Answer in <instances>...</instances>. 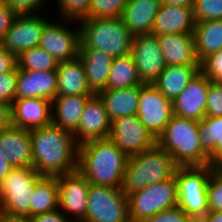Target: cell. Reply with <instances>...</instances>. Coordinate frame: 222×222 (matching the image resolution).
Listing matches in <instances>:
<instances>
[{
    "instance_id": "cell-1",
    "label": "cell",
    "mask_w": 222,
    "mask_h": 222,
    "mask_svg": "<svg viewBox=\"0 0 222 222\" xmlns=\"http://www.w3.org/2000/svg\"><path fill=\"white\" fill-rule=\"evenodd\" d=\"M32 168L41 176L58 177L78 169V144L73 133L52 123L29 130Z\"/></svg>"
},
{
    "instance_id": "cell-2",
    "label": "cell",
    "mask_w": 222,
    "mask_h": 222,
    "mask_svg": "<svg viewBox=\"0 0 222 222\" xmlns=\"http://www.w3.org/2000/svg\"><path fill=\"white\" fill-rule=\"evenodd\" d=\"M128 157L109 138L78 146V171L90 184L121 188Z\"/></svg>"
},
{
    "instance_id": "cell-3",
    "label": "cell",
    "mask_w": 222,
    "mask_h": 222,
    "mask_svg": "<svg viewBox=\"0 0 222 222\" xmlns=\"http://www.w3.org/2000/svg\"><path fill=\"white\" fill-rule=\"evenodd\" d=\"M156 143L179 167L210 165V158L201 147L199 121L173 115Z\"/></svg>"
},
{
    "instance_id": "cell-4",
    "label": "cell",
    "mask_w": 222,
    "mask_h": 222,
    "mask_svg": "<svg viewBox=\"0 0 222 222\" xmlns=\"http://www.w3.org/2000/svg\"><path fill=\"white\" fill-rule=\"evenodd\" d=\"M178 167L172 157L156 143L128 158L121 189L128 196L174 177Z\"/></svg>"
},
{
    "instance_id": "cell-5",
    "label": "cell",
    "mask_w": 222,
    "mask_h": 222,
    "mask_svg": "<svg viewBox=\"0 0 222 222\" xmlns=\"http://www.w3.org/2000/svg\"><path fill=\"white\" fill-rule=\"evenodd\" d=\"M80 24L79 49H97L113 58L131 54L133 35L121 17L89 18Z\"/></svg>"
},
{
    "instance_id": "cell-6",
    "label": "cell",
    "mask_w": 222,
    "mask_h": 222,
    "mask_svg": "<svg viewBox=\"0 0 222 222\" xmlns=\"http://www.w3.org/2000/svg\"><path fill=\"white\" fill-rule=\"evenodd\" d=\"M42 177L32 167H18L0 182V215L6 221H26L30 217V197Z\"/></svg>"
},
{
    "instance_id": "cell-7",
    "label": "cell",
    "mask_w": 222,
    "mask_h": 222,
    "mask_svg": "<svg viewBox=\"0 0 222 222\" xmlns=\"http://www.w3.org/2000/svg\"><path fill=\"white\" fill-rule=\"evenodd\" d=\"M213 169L207 165L178 167L176 170L177 206L191 219H202L208 212L207 187Z\"/></svg>"
},
{
    "instance_id": "cell-8",
    "label": "cell",
    "mask_w": 222,
    "mask_h": 222,
    "mask_svg": "<svg viewBox=\"0 0 222 222\" xmlns=\"http://www.w3.org/2000/svg\"><path fill=\"white\" fill-rule=\"evenodd\" d=\"M130 222H141L178 204L176 176L128 195Z\"/></svg>"
},
{
    "instance_id": "cell-9",
    "label": "cell",
    "mask_w": 222,
    "mask_h": 222,
    "mask_svg": "<svg viewBox=\"0 0 222 222\" xmlns=\"http://www.w3.org/2000/svg\"><path fill=\"white\" fill-rule=\"evenodd\" d=\"M81 222H130L127 195L121 188L90 184Z\"/></svg>"
},
{
    "instance_id": "cell-10",
    "label": "cell",
    "mask_w": 222,
    "mask_h": 222,
    "mask_svg": "<svg viewBox=\"0 0 222 222\" xmlns=\"http://www.w3.org/2000/svg\"><path fill=\"white\" fill-rule=\"evenodd\" d=\"M172 101L152 84L140 89L137 117L157 140L173 116Z\"/></svg>"
},
{
    "instance_id": "cell-11",
    "label": "cell",
    "mask_w": 222,
    "mask_h": 222,
    "mask_svg": "<svg viewBox=\"0 0 222 222\" xmlns=\"http://www.w3.org/2000/svg\"><path fill=\"white\" fill-rule=\"evenodd\" d=\"M109 139L129 158L153 147L156 139L139 121L137 115H128L111 121Z\"/></svg>"
},
{
    "instance_id": "cell-12",
    "label": "cell",
    "mask_w": 222,
    "mask_h": 222,
    "mask_svg": "<svg viewBox=\"0 0 222 222\" xmlns=\"http://www.w3.org/2000/svg\"><path fill=\"white\" fill-rule=\"evenodd\" d=\"M39 15V16H38ZM49 17L40 14L17 15L2 38V47L18 57L23 51L37 47Z\"/></svg>"
},
{
    "instance_id": "cell-13",
    "label": "cell",
    "mask_w": 222,
    "mask_h": 222,
    "mask_svg": "<svg viewBox=\"0 0 222 222\" xmlns=\"http://www.w3.org/2000/svg\"><path fill=\"white\" fill-rule=\"evenodd\" d=\"M67 21L68 23L72 22V20L64 18L61 21L63 23L50 21L44 27L38 45L51 54L58 63L71 61L79 56V47L81 44L80 27L76 30H71L64 25V22Z\"/></svg>"
},
{
    "instance_id": "cell-14",
    "label": "cell",
    "mask_w": 222,
    "mask_h": 222,
    "mask_svg": "<svg viewBox=\"0 0 222 222\" xmlns=\"http://www.w3.org/2000/svg\"><path fill=\"white\" fill-rule=\"evenodd\" d=\"M57 182L59 209L72 222H81L86 215L90 183L78 170L58 176Z\"/></svg>"
},
{
    "instance_id": "cell-15",
    "label": "cell",
    "mask_w": 222,
    "mask_h": 222,
    "mask_svg": "<svg viewBox=\"0 0 222 222\" xmlns=\"http://www.w3.org/2000/svg\"><path fill=\"white\" fill-rule=\"evenodd\" d=\"M131 56L144 84H152L167 66L155 34L135 35Z\"/></svg>"
},
{
    "instance_id": "cell-16",
    "label": "cell",
    "mask_w": 222,
    "mask_h": 222,
    "mask_svg": "<svg viewBox=\"0 0 222 222\" xmlns=\"http://www.w3.org/2000/svg\"><path fill=\"white\" fill-rule=\"evenodd\" d=\"M211 80L199 71L172 101L173 114L201 121L206 114V101Z\"/></svg>"
},
{
    "instance_id": "cell-17",
    "label": "cell",
    "mask_w": 222,
    "mask_h": 222,
    "mask_svg": "<svg viewBox=\"0 0 222 222\" xmlns=\"http://www.w3.org/2000/svg\"><path fill=\"white\" fill-rule=\"evenodd\" d=\"M111 121L107 116L104 102L98 94L91 96L85 105L79 125L73 132L78 145L109 137Z\"/></svg>"
},
{
    "instance_id": "cell-18",
    "label": "cell",
    "mask_w": 222,
    "mask_h": 222,
    "mask_svg": "<svg viewBox=\"0 0 222 222\" xmlns=\"http://www.w3.org/2000/svg\"><path fill=\"white\" fill-rule=\"evenodd\" d=\"M12 125L31 130L51 124V101L44 98L15 99L11 105Z\"/></svg>"
},
{
    "instance_id": "cell-19",
    "label": "cell",
    "mask_w": 222,
    "mask_h": 222,
    "mask_svg": "<svg viewBox=\"0 0 222 222\" xmlns=\"http://www.w3.org/2000/svg\"><path fill=\"white\" fill-rule=\"evenodd\" d=\"M57 97L56 71L22 70L18 68L15 99Z\"/></svg>"
},
{
    "instance_id": "cell-20",
    "label": "cell",
    "mask_w": 222,
    "mask_h": 222,
    "mask_svg": "<svg viewBox=\"0 0 222 222\" xmlns=\"http://www.w3.org/2000/svg\"><path fill=\"white\" fill-rule=\"evenodd\" d=\"M166 65L201 66L193 33L157 35Z\"/></svg>"
},
{
    "instance_id": "cell-21",
    "label": "cell",
    "mask_w": 222,
    "mask_h": 222,
    "mask_svg": "<svg viewBox=\"0 0 222 222\" xmlns=\"http://www.w3.org/2000/svg\"><path fill=\"white\" fill-rule=\"evenodd\" d=\"M30 133L13 125L0 130V149L13 168L32 167Z\"/></svg>"
},
{
    "instance_id": "cell-22",
    "label": "cell",
    "mask_w": 222,
    "mask_h": 222,
    "mask_svg": "<svg viewBox=\"0 0 222 222\" xmlns=\"http://www.w3.org/2000/svg\"><path fill=\"white\" fill-rule=\"evenodd\" d=\"M193 7L161 3L151 34L193 33Z\"/></svg>"
},
{
    "instance_id": "cell-23",
    "label": "cell",
    "mask_w": 222,
    "mask_h": 222,
    "mask_svg": "<svg viewBox=\"0 0 222 222\" xmlns=\"http://www.w3.org/2000/svg\"><path fill=\"white\" fill-rule=\"evenodd\" d=\"M160 5L161 0H128L121 19L133 36L151 33Z\"/></svg>"
},
{
    "instance_id": "cell-24",
    "label": "cell",
    "mask_w": 222,
    "mask_h": 222,
    "mask_svg": "<svg viewBox=\"0 0 222 222\" xmlns=\"http://www.w3.org/2000/svg\"><path fill=\"white\" fill-rule=\"evenodd\" d=\"M57 97L60 96H93L88 86L86 72L80 58L59 62L57 66Z\"/></svg>"
},
{
    "instance_id": "cell-25",
    "label": "cell",
    "mask_w": 222,
    "mask_h": 222,
    "mask_svg": "<svg viewBox=\"0 0 222 222\" xmlns=\"http://www.w3.org/2000/svg\"><path fill=\"white\" fill-rule=\"evenodd\" d=\"M144 85L145 84L114 90H102L98 93L104 102L110 121L128 115H137L140 89Z\"/></svg>"
},
{
    "instance_id": "cell-26",
    "label": "cell",
    "mask_w": 222,
    "mask_h": 222,
    "mask_svg": "<svg viewBox=\"0 0 222 222\" xmlns=\"http://www.w3.org/2000/svg\"><path fill=\"white\" fill-rule=\"evenodd\" d=\"M91 96L55 97L51 101V123L73 133L79 125L87 100Z\"/></svg>"
},
{
    "instance_id": "cell-27",
    "label": "cell",
    "mask_w": 222,
    "mask_h": 222,
    "mask_svg": "<svg viewBox=\"0 0 222 222\" xmlns=\"http://www.w3.org/2000/svg\"><path fill=\"white\" fill-rule=\"evenodd\" d=\"M78 57L83 62L91 91L98 94L105 90L113 57L97 49H79Z\"/></svg>"
},
{
    "instance_id": "cell-28",
    "label": "cell",
    "mask_w": 222,
    "mask_h": 222,
    "mask_svg": "<svg viewBox=\"0 0 222 222\" xmlns=\"http://www.w3.org/2000/svg\"><path fill=\"white\" fill-rule=\"evenodd\" d=\"M199 71L200 66L167 65L152 85L173 101Z\"/></svg>"
},
{
    "instance_id": "cell-29",
    "label": "cell",
    "mask_w": 222,
    "mask_h": 222,
    "mask_svg": "<svg viewBox=\"0 0 222 222\" xmlns=\"http://www.w3.org/2000/svg\"><path fill=\"white\" fill-rule=\"evenodd\" d=\"M199 136L210 166L222 168V117H204L199 121Z\"/></svg>"
},
{
    "instance_id": "cell-30",
    "label": "cell",
    "mask_w": 222,
    "mask_h": 222,
    "mask_svg": "<svg viewBox=\"0 0 222 222\" xmlns=\"http://www.w3.org/2000/svg\"><path fill=\"white\" fill-rule=\"evenodd\" d=\"M193 36L196 55L201 63L222 49V19L195 22Z\"/></svg>"
},
{
    "instance_id": "cell-31",
    "label": "cell",
    "mask_w": 222,
    "mask_h": 222,
    "mask_svg": "<svg viewBox=\"0 0 222 222\" xmlns=\"http://www.w3.org/2000/svg\"><path fill=\"white\" fill-rule=\"evenodd\" d=\"M30 217L52 212L59 208L57 177L43 176L31 194Z\"/></svg>"
},
{
    "instance_id": "cell-32",
    "label": "cell",
    "mask_w": 222,
    "mask_h": 222,
    "mask_svg": "<svg viewBox=\"0 0 222 222\" xmlns=\"http://www.w3.org/2000/svg\"><path fill=\"white\" fill-rule=\"evenodd\" d=\"M144 84L131 54L113 58L105 90L135 87Z\"/></svg>"
},
{
    "instance_id": "cell-33",
    "label": "cell",
    "mask_w": 222,
    "mask_h": 222,
    "mask_svg": "<svg viewBox=\"0 0 222 222\" xmlns=\"http://www.w3.org/2000/svg\"><path fill=\"white\" fill-rule=\"evenodd\" d=\"M57 66L56 59L39 46L27 49L17 57V67L22 70L56 71Z\"/></svg>"
},
{
    "instance_id": "cell-34",
    "label": "cell",
    "mask_w": 222,
    "mask_h": 222,
    "mask_svg": "<svg viewBox=\"0 0 222 222\" xmlns=\"http://www.w3.org/2000/svg\"><path fill=\"white\" fill-rule=\"evenodd\" d=\"M128 0H92L89 12L83 19L121 17Z\"/></svg>"
},
{
    "instance_id": "cell-35",
    "label": "cell",
    "mask_w": 222,
    "mask_h": 222,
    "mask_svg": "<svg viewBox=\"0 0 222 222\" xmlns=\"http://www.w3.org/2000/svg\"><path fill=\"white\" fill-rule=\"evenodd\" d=\"M193 16L195 22L222 19V0H195Z\"/></svg>"
},
{
    "instance_id": "cell-36",
    "label": "cell",
    "mask_w": 222,
    "mask_h": 222,
    "mask_svg": "<svg viewBox=\"0 0 222 222\" xmlns=\"http://www.w3.org/2000/svg\"><path fill=\"white\" fill-rule=\"evenodd\" d=\"M208 211H222V168L211 171L207 187Z\"/></svg>"
},
{
    "instance_id": "cell-37",
    "label": "cell",
    "mask_w": 222,
    "mask_h": 222,
    "mask_svg": "<svg viewBox=\"0 0 222 222\" xmlns=\"http://www.w3.org/2000/svg\"><path fill=\"white\" fill-rule=\"evenodd\" d=\"M57 2L61 18L74 19V23L87 16L92 0H57Z\"/></svg>"
},
{
    "instance_id": "cell-38",
    "label": "cell",
    "mask_w": 222,
    "mask_h": 222,
    "mask_svg": "<svg viewBox=\"0 0 222 222\" xmlns=\"http://www.w3.org/2000/svg\"><path fill=\"white\" fill-rule=\"evenodd\" d=\"M18 67L0 74V101L12 105L15 100Z\"/></svg>"
},
{
    "instance_id": "cell-39",
    "label": "cell",
    "mask_w": 222,
    "mask_h": 222,
    "mask_svg": "<svg viewBox=\"0 0 222 222\" xmlns=\"http://www.w3.org/2000/svg\"><path fill=\"white\" fill-rule=\"evenodd\" d=\"M200 71L214 83H222V49L206 57Z\"/></svg>"
},
{
    "instance_id": "cell-40",
    "label": "cell",
    "mask_w": 222,
    "mask_h": 222,
    "mask_svg": "<svg viewBox=\"0 0 222 222\" xmlns=\"http://www.w3.org/2000/svg\"><path fill=\"white\" fill-rule=\"evenodd\" d=\"M205 117H222V83L210 82Z\"/></svg>"
},
{
    "instance_id": "cell-41",
    "label": "cell",
    "mask_w": 222,
    "mask_h": 222,
    "mask_svg": "<svg viewBox=\"0 0 222 222\" xmlns=\"http://www.w3.org/2000/svg\"><path fill=\"white\" fill-rule=\"evenodd\" d=\"M191 218L178 206L164 210L141 222H189Z\"/></svg>"
},
{
    "instance_id": "cell-42",
    "label": "cell",
    "mask_w": 222,
    "mask_h": 222,
    "mask_svg": "<svg viewBox=\"0 0 222 222\" xmlns=\"http://www.w3.org/2000/svg\"><path fill=\"white\" fill-rule=\"evenodd\" d=\"M45 0H6V5L16 15L36 14ZM41 6V7H40Z\"/></svg>"
},
{
    "instance_id": "cell-43",
    "label": "cell",
    "mask_w": 222,
    "mask_h": 222,
    "mask_svg": "<svg viewBox=\"0 0 222 222\" xmlns=\"http://www.w3.org/2000/svg\"><path fill=\"white\" fill-rule=\"evenodd\" d=\"M16 14L6 5V2L0 1V38L2 39L12 22L16 18Z\"/></svg>"
},
{
    "instance_id": "cell-44",
    "label": "cell",
    "mask_w": 222,
    "mask_h": 222,
    "mask_svg": "<svg viewBox=\"0 0 222 222\" xmlns=\"http://www.w3.org/2000/svg\"><path fill=\"white\" fill-rule=\"evenodd\" d=\"M25 222H72L59 208L52 212L29 217Z\"/></svg>"
},
{
    "instance_id": "cell-45",
    "label": "cell",
    "mask_w": 222,
    "mask_h": 222,
    "mask_svg": "<svg viewBox=\"0 0 222 222\" xmlns=\"http://www.w3.org/2000/svg\"><path fill=\"white\" fill-rule=\"evenodd\" d=\"M17 66V57L4 47L0 48V74L9 72Z\"/></svg>"
},
{
    "instance_id": "cell-46",
    "label": "cell",
    "mask_w": 222,
    "mask_h": 222,
    "mask_svg": "<svg viewBox=\"0 0 222 222\" xmlns=\"http://www.w3.org/2000/svg\"><path fill=\"white\" fill-rule=\"evenodd\" d=\"M12 125L11 105L0 101V130Z\"/></svg>"
},
{
    "instance_id": "cell-47",
    "label": "cell",
    "mask_w": 222,
    "mask_h": 222,
    "mask_svg": "<svg viewBox=\"0 0 222 222\" xmlns=\"http://www.w3.org/2000/svg\"><path fill=\"white\" fill-rule=\"evenodd\" d=\"M13 169L10 163L7 161L5 153L0 149V182L8 175Z\"/></svg>"
},
{
    "instance_id": "cell-48",
    "label": "cell",
    "mask_w": 222,
    "mask_h": 222,
    "mask_svg": "<svg viewBox=\"0 0 222 222\" xmlns=\"http://www.w3.org/2000/svg\"><path fill=\"white\" fill-rule=\"evenodd\" d=\"M202 222H222V211L212 212L208 211L201 219Z\"/></svg>"
},
{
    "instance_id": "cell-49",
    "label": "cell",
    "mask_w": 222,
    "mask_h": 222,
    "mask_svg": "<svg viewBox=\"0 0 222 222\" xmlns=\"http://www.w3.org/2000/svg\"><path fill=\"white\" fill-rule=\"evenodd\" d=\"M195 0H161V3L193 7Z\"/></svg>"
},
{
    "instance_id": "cell-50",
    "label": "cell",
    "mask_w": 222,
    "mask_h": 222,
    "mask_svg": "<svg viewBox=\"0 0 222 222\" xmlns=\"http://www.w3.org/2000/svg\"><path fill=\"white\" fill-rule=\"evenodd\" d=\"M189 222H202L201 219H191Z\"/></svg>"
},
{
    "instance_id": "cell-51",
    "label": "cell",
    "mask_w": 222,
    "mask_h": 222,
    "mask_svg": "<svg viewBox=\"0 0 222 222\" xmlns=\"http://www.w3.org/2000/svg\"><path fill=\"white\" fill-rule=\"evenodd\" d=\"M0 222H5V219L0 215Z\"/></svg>"
},
{
    "instance_id": "cell-52",
    "label": "cell",
    "mask_w": 222,
    "mask_h": 222,
    "mask_svg": "<svg viewBox=\"0 0 222 222\" xmlns=\"http://www.w3.org/2000/svg\"><path fill=\"white\" fill-rule=\"evenodd\" d=\"M5 222H25V221H6Z\"/></svg>"
},
{
    "instance_id": "cell-53",
    "label": "cell",
    "mask_w": 222,
    "mask_h": 222,
    "mask_svg": "<svg viewBox=\"0 0 222 222\" xmlns=\"http://www.w3.org/2000/svg\"><path fill=\"white\" fill-rule=\"evenodd\" d=\"M0 48H2V39L0 38Z\"/></svg>"
}]
</instances>
